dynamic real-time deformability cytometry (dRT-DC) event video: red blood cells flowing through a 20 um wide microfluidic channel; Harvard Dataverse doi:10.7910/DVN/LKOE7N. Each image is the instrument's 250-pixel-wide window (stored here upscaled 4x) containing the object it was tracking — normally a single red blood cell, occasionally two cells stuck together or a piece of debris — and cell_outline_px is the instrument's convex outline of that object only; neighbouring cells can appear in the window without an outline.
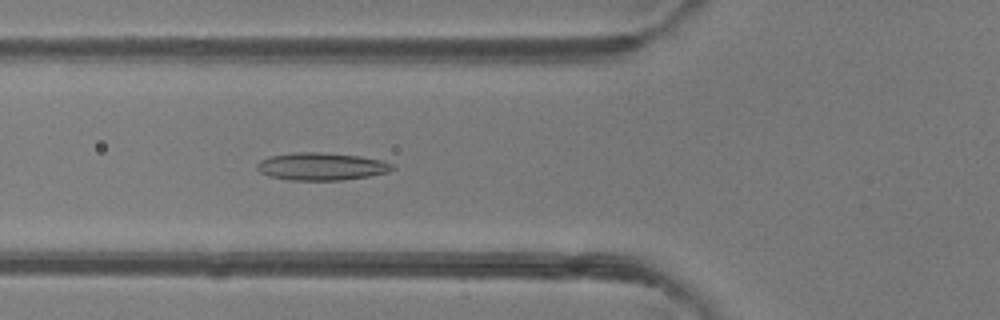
{"species": "common noctule bat (a hibernating species)", "species_latin": "Nyctalus noctula", "temperature_condition": "room temperature", "stored_images_in_passage": 49, "camera_frame_rate_fps": 3000, "um_per_image_px": 0.085, "animal": {"sex": "female"}, "frame": {"image": 1, "passage_image": 18, "time_ms": 5.667, "image_size_px": [1000, 320], "cell_outline_px": [[396, 168], [388, 172], [368, 176], [344, 180], [288, 180], [268, 176], [260, 172], [256, 168], [256, 164], [260, 160], [268, 156], [296, 152], [320, 152], [360, 156], [380, 160], [392, 164]], "centroid_in_image_um": [27.28, 14.15], "position_along_channel_um": 98.5, "area_um2": 21.85}}
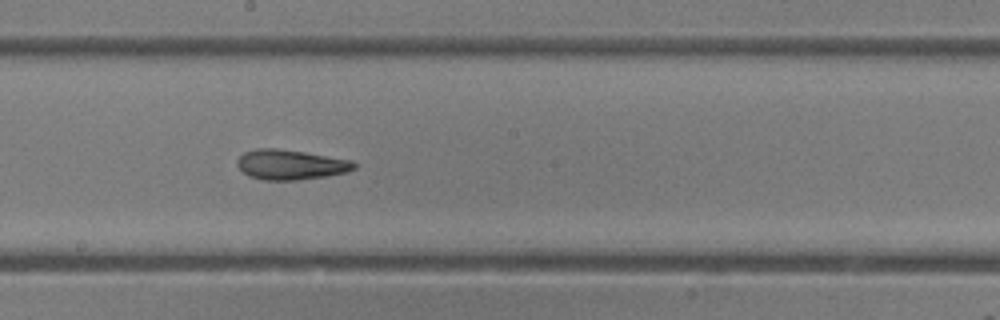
{"frame": {"image": 2, "passage_image": 27, "time_ms": 8.667, "image_size_px": [1000, 320], "cell_outline_px": [[356, 168], [348, 172], [324, 176], [296, 180], [264, 180], [248, 176], [236, 164], [236, 160], [244, 152], [256, 148], [276, 148], [304, 152], [352, 160], [356, 164]], "centroid_in_image_um": [24.69, 13.99], "position_along_channel_um": 223.5, "area_um2": 20.4}}
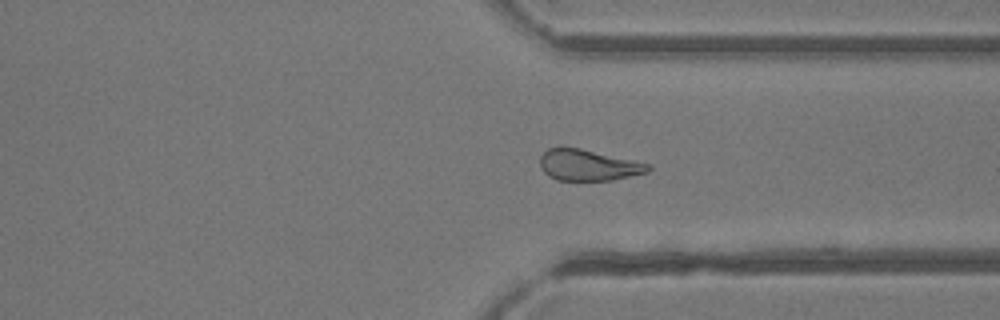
{"frame": {"image": 3, "passage_image": 37, "time_ms": 12.0, "image_size_px": [1000, 320], "cell_outline_px": [[652, 168], [648, 172], [632, 176], [612, 180], [556, 180], [548, 176], [540, 168], [540, 156], [548, 148], [560, 144], [580, 148], [652, 164]], "centroid_in_image_um": [49.98, 14.01], "position_along_channel_um": 361.4, "area_um2": 20.11}, "authors_computed_cell_mechanics": {"area_um2": 21.6172, "velocity_mm_per_s": 4.1492, "shape_relaxation_time_tau1_ms": null, "shape_relaxation_time_tau2_ms": 3.9543, "deformation_change_tau1": null, "deformation_change_tau2": 0.1214}}